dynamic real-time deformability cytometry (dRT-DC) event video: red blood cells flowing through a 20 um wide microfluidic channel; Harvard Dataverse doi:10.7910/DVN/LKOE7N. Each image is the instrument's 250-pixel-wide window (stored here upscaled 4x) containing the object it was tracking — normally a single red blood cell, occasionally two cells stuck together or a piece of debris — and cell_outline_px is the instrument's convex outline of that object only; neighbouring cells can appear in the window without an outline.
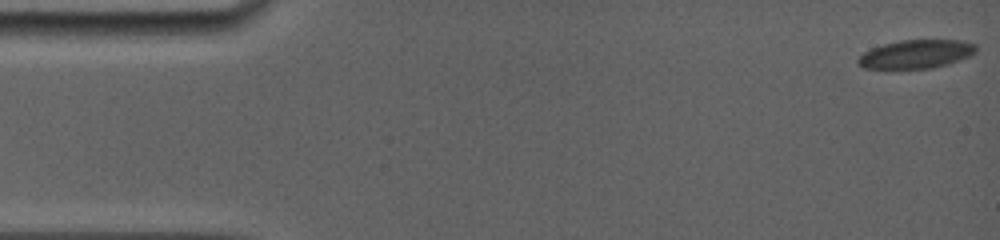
{"species": "common noctule bat (a hibernating species)", "species_latin": "Nyctalus noctula", "temperature_condition": "room temperature", "stored_images_in_passage": 10, "camera_frame_rate_fps": 5000, "um_per_image_px": 0.085, "animal": {"sex": "female", "body_mass_g": 19.0, "forearm_length_mm": 56.7}, "frame": {"image": 1, "passage_image": 1, "time_ms": 0.0, "image_size_px": [1000, 240], "cell_outline_px": [[976, 52], [960, 60], [948, 64], [932, 68], [892, 72], [864, 68], [856, 60], [864, 52], [872, 48], [884, 44], [900, 40], [960, 40], [976, 44]], "centroid_in_image_um": [77.81, 4.65], "position_along_channel_um": 7.2, "area_um2": 20.4}}
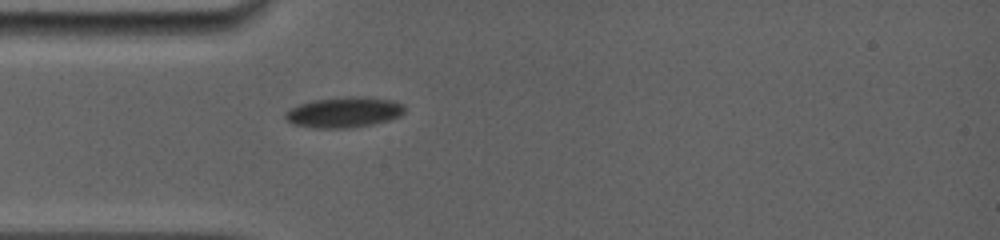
{"frame": {"image": 2, "passage_image": 9, "time_ms": 4.8, "image_size_px": [1000, 240], "cell_outline_px": [[404, 112], [400, 116], [388, 120], [372, 124], [348, 128], [312, 128], [292, 124], [284, 116], [284, 112], [300, 104], [312, 100], [360, 96], [368, 96], [392, 100], [404, 104]], "centroid_in_image_um": [29.25, 9.54], "position_along_channel_um": 55.8, "area_um2": 21.21}}
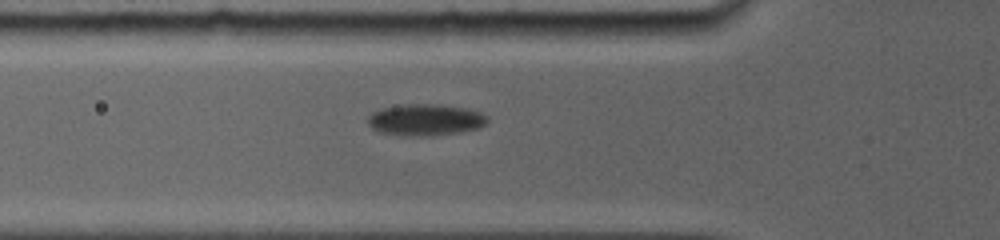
{"frame": {"image": 3, "passage_image": 10, "time_ms": 5.8, "image_size_px": [1000, 240], "cell_outline_px": [[488, 120], [480, 128], [460, 132], [432, 136], [404, 136], [376, 132], [368, 124], [368, 116], [372, 112], [384, 108], [404, 104], [440, 104], [468, 108], [480, 112], [488, 116]], "centroid_in_image_um": [36.16, 10.19], "position_along_channel_um": 89.6, "area_um2": 22.31}}